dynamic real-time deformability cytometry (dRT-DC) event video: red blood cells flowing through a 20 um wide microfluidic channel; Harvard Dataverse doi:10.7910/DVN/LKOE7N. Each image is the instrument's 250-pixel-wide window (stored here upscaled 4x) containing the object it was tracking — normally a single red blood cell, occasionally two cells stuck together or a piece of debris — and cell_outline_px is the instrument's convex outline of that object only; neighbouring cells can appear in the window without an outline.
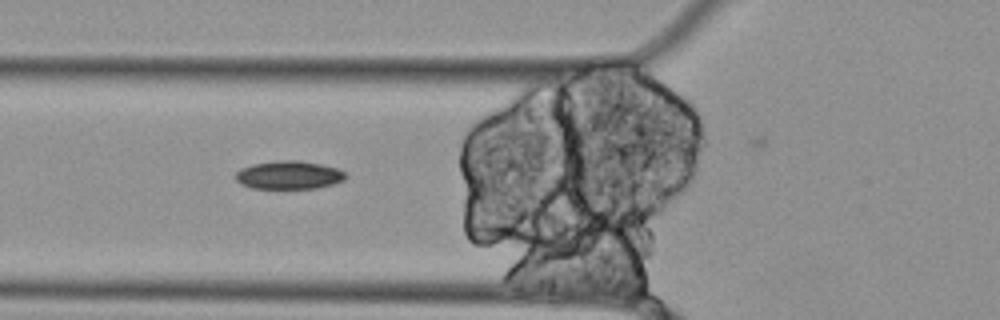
{"species": "Egyptian fruit bat (a non-hibernating species)", "species_latin": "Rousettus aegyptiacus", "temperature_condition": "cold", "stored_images_in_passage": 33, "segment_of_instrument_passage": [2, 2], "camera_frame_rate_fps": 3000, "um_per_image_px": 0.085, "animal": {"sex": "female"}, "frame": {"image": 1, "passage_image": 7, "time_ms": 2.0, "image_size_px": [1000, 320], "cell_outline_px": [[348, 176], [344, 180], [332, 184], [316, 188], [252, 188], [240, 184], [236, 180], [236, 172], [240, 168], [252, 164], [280, 160], [300, 160], [320, 164], [336, 168], [344, 172]], "centroid_in_image_um": [24.54, 14.87], "position_along_channel_um": 101.3, "area_um2": 18.09}}
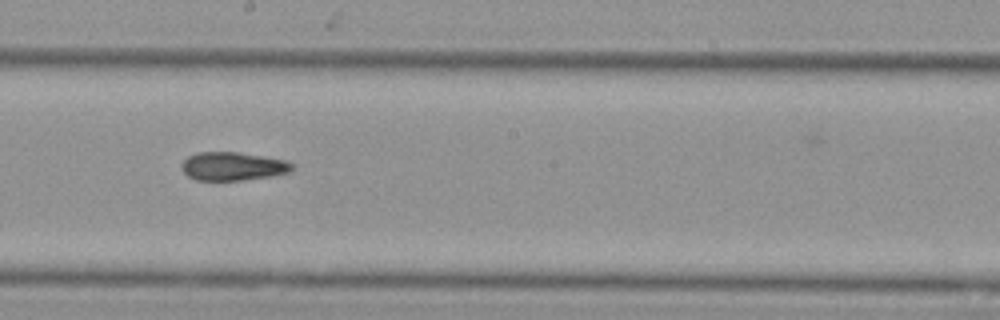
{"frame": {"image": 2, "passage_image": 18, "time_ms": 5.667, "image_size_px": [1000, 320], "cell_outline_px": [[296, 164], [288, 172], [268, 176], [240, 180], [196, 180], [188, 176], [184, 172], [180, 164], [188, 156], [196, 152], [236, 152], [264, 156], [288, 160]], "centroid_in_image_um": [19.78, 14.12], "position_along_channel_um": 228.4, "area_um2": 18.26}}
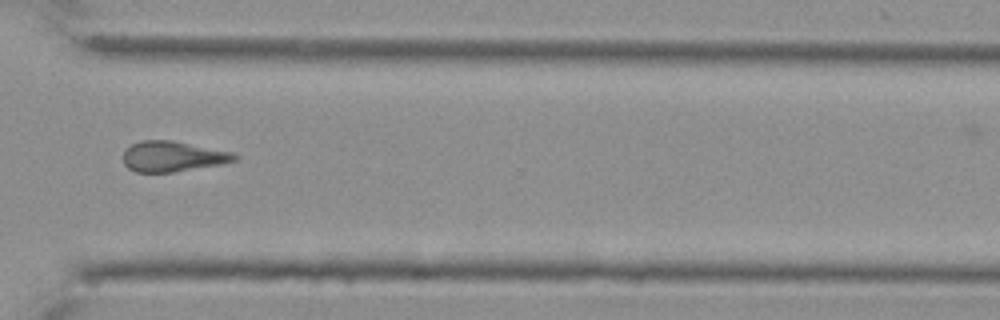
{"frame": {"image": 3, "passage_image": 29, "time_ms": 9.333, "image_size_px": [1000, 320], "cell_outline_px": [[240, 156], [236, 160], [224, 164], [172, 172], [136, 172], [128, 168], [124, 164], [124, 152], [132, 144], [140, 140], [172, 140], [232, 152]], "centroid_in_image_um": [14.71, 13.3], "position_along_channel_um": 355.9, "area_um2": 19.77}}